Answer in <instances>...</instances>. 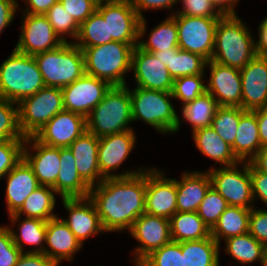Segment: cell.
I'll use <instances>...</instances> for the list:
<instances>
[{
  "instance_id": "6da1fadb",
  "label": "cell",
  "mask_w": 267,
  "mask_h": 266,
  "mask_svg": "<svg viewBox=\"0 0 267 266\" xmlns=\"http://www.w3.org/2000/svg\"><path fill=\"white\" fill-rule=\"evenodd\" d=\"M147 170L129 177L104 178L91 187L93 201L105 232L130 231L145 213Z\"/></svg>"
},
{
  "instance_id": "7a4b0ae2",
  "label": "cell",
  "mask_w": 267,
  "mask_h": 266,
  "mask_svg": "<svg viewBox=\"0 0 267 266\" xmlns=\"http://www.w3.org/2000/svg\"><path fill=\"white\" fill-rule=\"evenodd\" d=\"M251 31L237 15L222 16L216 26L211 60L238 70L256 55V42Z\"/></svg>"
},
{
  "instance_id": "3957f363",
  "label": "cell",
  "mask_w": 267,
  "mask_h": 266,
  "mask_svg": "<svg viewBox=\"0 0 267 266\" xmlns=\"http://www.w3.org/2000/svg\"><path fill=\"white\" fill-rule=\"evenodd\" d=\"M45 87L34 56L15 48L0 66V99L20 103Z\"/></svg>"
},
{
  "instance_id": "277c9868",
  "label": "cell",
  "mask_w": 267,
  "mask_h": 266,
  "mask_svg": "<svg viewBox=\"0 0 267 266\" xmlns=\"http://www.w3.org/2000/svg\"><path fill=\"white\" fill-rule=\"evenodd\" d=\"M135 46L137 44L112 41L82 49L85 73L105 80L111 86L126 85L124 75L131 71Z\"/></svg>"
},
{
  "instance_id": "5b68a950",
  "label": "cell",
  "mask_w": 267,
  "mask_h": 266,
  "mask_svg": "<svg viewBox=\"0 0 267 266\" xmlns=\"http://www.w3.org/2000/svg\"><path fill=\"white\" fill-rule=\"evenodd\" d=\"M129 87L111 86L86 118L87 131L97 137L133 130Z\"/></svg>"
},
{
  "instance_id": "8992f818",
  "label": "cell",
  "mask_w": 267,
  "mask_h": 266,
  "mask_svg": "<svg viewBox=\"0 0 267 266\" xmlns=\"http://www.w3.org/2000/svg\"><path fill=\"white\" fill-rule=\"evenodd\" d=\"M133 89L129 90L132 121L142 120L162 134L174 133L179 130L181 119L172 105V92L141 87Z\"/></svg>"
},
{
  "instance_id": "52a82bcc",
  "label": "cell",
  "mask_w": 267,
  "mask_h": 266,
  "mask_svg": "<svg viewBox=\"0 0 267 266\" xmlns=\"http://www.w3.org/2000/svg\"><path fill=\"white\" fill-rule=\"evenodd\" d=\"M45 86L64 88L85 74L82 50L73 42L34 55Z\"/></svg>"
},
{
  "instance_id": "ba28073f",
  "label": "cell",
  "mask_w": 267,
  "mask_h": 266,
  "mask_svg": "<svg viewBox=\"0 0 267 266\" xmlns=\"http://www.w3.org/2000/svg\"><path fill=\"white\" fill-rule=\"evenodd\" d=\"M62 89L45 86L18 103L19 128L24 137L34 136L63 111Z\"/></svg>"
},
{
  "instance_id": "9c48e42d",
  "label": "cell",
  "mask_w": 267,
  "mask_h": 266,
  "mask_svg": "<svg viewBox=\"0 0 267 266\" xmlns=\"http://www.w3.org/2000/svg\"><path fill=\"white\" fill-rule=\"evenodd\" d=\"M240 171L233 166L208 169L213 187L228 203L229 206L253 208L252 180L250 176V163L241 162Z\"/></svg>"
},
{
  "instance_id": "30bf717a",
  "label": "cell",
  "mask_w": 267,
  "mask_h": 266,
  "mask_svg": "<svg viewBox=\"0 0 267 266\" xmlns=\"http://www.w3.org/2000/svg\"><path fill=\"white\" fill-rule=\"evenodd\" d=\"M177 23L178 47L211 60L215 30L221 17L171 15Z\"/></svg>"
},
{
  "instance_id": "8fae6325",
  "label": "cell",
  "mask_w": 267,
  "mask_h": 266,
  "mask_svg": "<svg viewBox=\"0 0 267 266\" xmlns=\"http://www.w3.org/2000/svg\"><path fill=\"white\" fill-rule=\"evenodd\" d=\"M97 11L107 20L108 43L138 44L141 18L131 0H101Z\"/></svg>"
},
{
  "instance_id": "7c38bea8",
  "label": "cell",
  "mask_w": 267,
  "mask_h": 266,
  "mask_svg": "<svg viewBox=\"0 0 267 266\" xmlns=\"http://www.w3.org/2000/svg\"><path fill=\"white\" fill-rule=\"evenodd\" d=\"M136 135L133 130H127L121 133L110 134L99 138L98 146V165L100 174L104 178L111 177H129L139 174L145 169L125 171L120 174L111 173L117 170L127 159L128 155L134 148Z\"/></svg>"
},
{
  "instance_id": "4fadbf2b",
  "label": "cell",
  "mask_w": 267,
  "mask_h": 266,
  "mask_svg": "<svg viewBox=\"0 0 267 266\" xmlns=\"http://www.w3.org/2000/svg\"><path fill=\"white\" fill-rule=\"evenodd\" d=\"M23 17L21 33L15 46L18 52L34 56L64 43L45 15L23 13Z\"/></svg>"
},
{
  "instance_id": "5bb4252c",
  "label": "cell",
  "mask_w": 267,
  "mask_h": 266,
  "mask_svg": "<svg viewBox=\"0 0 267 266\" xmlns=\"http://www.w3.org/2000/svg\"><path fill=\"white\" fill-rule=\"evenodd\" d=\"M110 87L107 81L85 73L70 85L62 88L64 110L87 118Z\"/></svg>"
},
{
  "instance_id": "9a60e30c",
  "label": "cell",
  "mask_w": 267,
  "mask_h": 266,
  "mask_svg": "<svg viewBox=\"0 0 267 266\" xmlns=\"http://www.w3.org/2000/svg\"><path fill=\"white\" fill-rule=\"evenodd\" d=\"M129 232L140 243L134 250L136 266L152 251L172 241L170 219L146 212L134 221Z\"/></svg>"
},
{
  "instance_id": "2e32d148",
  "label": "cell",
  "mask_w": 267,
  "mask_h": 266,
  "mask_svg": "<svg viewBox=\"0 0 267 266\" xmlns=\"http://www.w3.org/2000/svg\"><path fill=\"white\" fill-rule=\"evenodd\" d=\"M85 131H87V123L84 116L63 110L49 120L33 137L44 145L65 148Z\"/></svg>"
},
{
  "instance_id": "e0dca14e",
  "label": "cell",
  "mask_w": 267,
  "mask_h": 266,
  "mask_svg": "<svg viewBox=\"0 0 267 266\" xmlns=\"http://www.w3.org/2000/svg\"><path fill=\"white\" fill-rule=\"evenodd\" d=\"M155 168L147 169L145 212L170 219L177 212L176 179Z\"/></svg>"
},
{
  "instance_id": "ac0fdd59",
  "label": "cell",
  "mask_w": 267,
  "mask_h": 266,
  "mask_svg": "<svg viewBox=\"0 0 267 266\" xmlns=\"http://www.w3.org/2000/svg\"><path fill=\"white\" fill-rule=\"evenodd\" d=\"M131 70L134 72L136 87L172 92L174 80L167 67L153 53L135 46L132 52Z\"/></svg>"
},
{
  "instance_id": "d6986e66",
  "label": "cell",
  "mask_w": 267,
  "mask_h": 266,
  "mask_svg": "<svg viewBox=\"0 0 267 266\" xmlns=\"http://www.w3.org/2000/svg\"><path fill=\"white\" fill-rule=\"evenodd\" d=\"M210 68V80L207 92L216 100L219 106L242 108V84L240 70L219 64L213 60L207 61Z\"/></svg>"
},
{
  "instance_id": "ffe728a7",
  "label": "cell",
  "mask_w": 267,
  "mask_h": 266,
  "mask_svg": "<svg viewBox=\"0 0 267 266\" xmlns=\"http://www.w3.org/2000/svg\"><path fill=\"white\" fill-rule=\"evenodd\" d=\"M242 108L245 111L267 107V56L256 55L240 70Z\"/></svg>"
},
{
  "instance_id": "44dd1931",
  "label": "cell",
  "mask_w": 267,
  "mask_h": 266,
  "mask_svg": "<svg viewBox=\"0 0 267 266\" xmlns=\"http://www.w3.org/2000/svg\"><path fill=\"white\" fill-rule=\"evenodd\" d=\"M33 150L36 152L32 154ZM23 159L32 168L40 185L53 187L56 184L60 172V148L44 145L29 136L24 143Z\"/></svg>"
},
{
  "instance_id": "7402d4cb",
  "label": "cell",
  "mask_w": 267,
  "mask_h": 266,
  "mask_svg": "<svg viewBox=\"0 0 267 266\" xmlns=\"http://www.w3.org/2000/svg\"><path fill=\"white\" fill-rule=\"evenodd\" d=\"M62 201L69 212V217L62 220L82 245L90 236L104 232L97 209L89 197L62 198Z\"/></svg>"
},
{
  "instance_id": "603a6c76",
  "label": "cell",
  "mask_w": 267,
  "mask_h": 266,
  "mask_svg": "<svg viewBox=\"0 0 267 266\" xmlns=\"http://www.w3.org/2000/svg\"><path fill=\"white\" fill-rule=\"evenodd\" d=\"M45 244L44 254L56 266L64 260L72 261L73 255L83 247L62 218L58 216L47 221Z\"/></svg>"
},
{
  "instance_id": "cb8c5ba5",
  "label": "cell",
  "mask_w": 267,
  "mask_h": 266,
  "mask_svg": "<svg viewBox=\"0 0 267 266\" xmlns=\"http://www.w3.org/2000/svg\"><path fill=\"white\" fill-rule=\"evenodd\" d=\"M98 146L99 137L89 131H85L69 146L80 177L90 187L99 184L104 179L99 171Z\"/></svg>"
},
{
  "instance_id": "d4e9b609",
  "label": "cell",
  "mask_w": 267,
  "mask_h": 266,
  "mask_svg": "<svg viewBox=\"0 0 267 266\" xmlns=\"http://www.w3.org/2000/svg\"><path fill=\"white\" fill-rule=\"evenodd\" d=\"M6 184V202L8 215L16 213L23 205L26 198L38 187L39 184L32 168L22 159L5 176Z\"/></svg>"
},
{
  "instance_id": "484cf974",
  "label": "cell",
  "mask_w": 267,
  "mask_h": 266,
  "mask_svg": "<svg viewBox=\"0 0 267 266\" xmlns=\"http://www.w3.org/2000/svg\"><path fill=\"white\" fill-rule=\"evenodd\" d=\"M210 187L208 171L183 173L181 179L176 180L177 211L196 212Z\"/></svg>"
},
{
  "instance_id": "4316f807",
  "label": "cell",
  "mask_w": 267,
  "mask_h": 266,
  "mask_svg": "<svg viewBox=\"0 0 267 266\" xmlns=\"http://www.w3.org/2000/svg\"><path fill=\"white\" fill-rule=\"evenodd\" d=\"M60 172L52 187L62 198H85L91 187L80 177L69 147L60 148Z\"/></svg>"
},
{
  "instance_id": "83f0119b",
  "label": "cell",
  "mask_w": 267,
  "mask_h": 266,
  "mask_svg": "<svg viewBox=\"0 0 267 266\" xmlns=\"http://www.w3.org/2000/svg\"><path fill=\"white\" fill-rule=\"evenodd\" d=\"M153 55L167 67L173 80L183 76L204 75L205 73L207 60L179 47L153 52Z\"/></svg>"
},
{
  "instance_id": "f1b7e54d",
  "label": "cell",
  "mask_w": 267,
  "mask_h": 266,
  "mask_svg": "<svg viewBox=\"0 0 267 266\" xmlns=\"http://www.w3.org/2000/svg\"><path fill=\"white\" fill-rule=\"evenodd\" d=\"M231 147L240 162H249L261 149L257 117L253 111H246L240 117L235 141Z\"/></svg>"
},
{
  "instance_id": "f546056e",
  "label": "cell",
  "mask_w": 267,
  "mask_h": 266,
  "mask_svg": "<svg viewBox=\"0 0 267 266\" xmlns=\"http://www.w3.org/2000/svg\"><path fill=\"white\" fill-rule=\"evenodd\" d=\"M56 191L50 186H40L34 190L24 201L21 208L14 214L8 215L12 225H16L21 215H26L28 218H35L48 221L57 217L53 213L55 209Z\"/></svg>"
},
{
  "instance_id": "4dcf8cb0",
  "label": "cell",
  "mask_w": 267,
  "mask_h": 266,
  "mask_svg": "<svg viewBox=\"0 0 267 266\" xmlns=\"http://www.w3.org/2000/svg\"><path fill=\"white\" fill-rule=\"evenodd\" d=\"M192 134L196 148L215 160L216 164L219 162L227 167L241 163L234 155L232 147L220 138L211 126L195 130Z\"/></svg>"
},
{
  "instance_id": "1f68e13d",
  "label": "cell",
  "mask_w": 267,
  "mask_h": 266,
  "mask_svg": "<svg viewBox=\"0 0 267 266\" xmlns=\"http://www.w3.org/2000/svg\"><path fill=\"white\" fill-rule=\"evenodd\" d=\"M145 32L146 20L142 18L139 23V40L137 46L146 52L153 53L178 47L177 23L171 14L166 20L151 30L147 41L142 40Z\"/></svg>"
},
{
  "instance_id": "d6a6232c",
  "label": "cell",
  "mask_w": 267,
  "mask_h": 266,
  "mask_svg": "<svg viewBox=\"0 0 267 266\" xmlns=\"http://www.w3.org/2000/svg\"><path fill=\"white\" fill-rule=\"evenodd\" d=\"M171 238L174 242L201 240L211 236L210 228L197 212H176L170 218Z\"/></svg>"
},
{
  "instance_id": "836d02e7",
  "label": "cell",
  "mask_w": 267,
  "mask_h": 266,
  "mask_svg": "<svg viewBox=\"0 0 267 266\" xmlns=\"http://www.w3.org/2000/svg\"><path fill=\"white\" fill-rule=\"evenodd\" d=\"M184 266H219L220 244L212 237L180 242Z\"/></svg>"
},
{
  "instance_id": "e575fe53",
  "label": "cell",
  "mask_w": 267,
  "mask_h": 266,
  "mask_svg": "<svg viewBox=\"0 0 267 266\" xmlns=\"http://www.w3.org/2000/svg\"><path fill=\"white\" fill-rule=\"evenodd\" d=\"M228 255L241 264H251L260 261L262 266L266 265L267 248L256 240L249 232L232 236L225 240Z\"/></svg>"
},
{
  "instance_id": "d590c367",
  "label": "cell",
  "mask_w": 267,
  "mask_h": 266,
  "mask_svg": "<svg viewBox=\"0 0 267 266\" xmlns=\"http://www.w3.org/2000/svg\"><path fill=\"white\" fill-rule=\"evenodd\" d=\"M250 211L251 209L228 206L211 229V236L220 244L221 239L248 233Z\"/></svg>"
},
{
  "instance_id": "8d00e7d4",
  "label": "cell",
  "mask_w": 267,
  "mask_h": 266,
  "mask_svg": "<svg viewBox=\"0 0 267 266\" xmlns=\"http://www.w3.org/2000/svg\"><path fill=\"white\" fill-rule=\"evenodd\" d=\"M8 228L11 231L13 242L22 253H44L47 221L26 217L20 220L19 233L12 230L11 226ZM23 244L36 246V248L23 251Z\"/></svg>"
},
{
  "instance_id": "74e56055",
  "label": "cell",
  "mask_w": 267,
  "mask_h": 266,
  "mask_svg": "<svg viewBox=\"0 0 267 266\" xmlns=\"http://www.w3.org/2000/svg\"><path fill=\"white\" fill-rule=\"evenodd\" d=\"M182 106V118L191 124L192 132L211 126L215 112L219 107L214 97L208 92Z\"/></svg>"
},
{
  "instance_id": "f35d334b",
  "label": "cell",
  "mask_w": 267,
  "mask_h": 266,
  "mask_svg": "<svg viewBox=\"0 0 267 266\" xmlns=\"http://www.w3.org/2000/svg\"><path fill=\"white\" fill-rule=\"evenodd\" d=\"M73 43L81 50L108 43L107 20L96 10L79 25L77 38Z\"/></svg>"
},
{
  "instance_id": "ab89813d",
  "label": "cell",
  "mask_w": 267,
  "mask_h": 266,
  "mask_svg": "<svg viewBox=\"0 0 267 266\" xmlns=\"http://www.w3.org/2000/svg\"><path fill=\"white\" fill-rule=\"evenodd\" d=\"M246 111L241 107L219 106L211 127L230 146L234 144L240 117Z\"/></svg>"
},
{
  "instance_id": "60d3db41",
  "label": "cell",
  "mask_w": 267,
  "mask_h": 266,
  "mask_svg": "<svg viewBox=\"0 0 267 266\" xmlns=\"http://www.w3.org/2000/svg\"><path fill=\"white\" fill-rule=\"evenodd\" d=\"M4 140H26V138L19 128L18 104L0 99V141Z\"/></svg>"
},
{
  "instance_id": "b9f144b4",
  "label": "cell",
  "mask_w": 267,
  "mask_h": 266,
  "mask_svg": "<svg viewBox=\"0 0 267 266\" xmlns=\"http://www.w3.org/2000/svg\"><path fill=\"white\" fill-rule=\"evenodd\" d=\"M45 16L62 41L68 42L63 35H70L75 41L79 31V24L69 15L59 1L45 13Z\"/></svg>"
},
{
  "instance_id": "7bdbcfd3",
  "label": "cell",
  "mask_w": 267,
  "mask_h": 266,
  "mask_svg": "<svg viewBox=\"0 0 267 266\" xmlns=\"http://www.w3.org/2000/svg\"><path fill=\"white\" fill-rule=\"evenodd\" d=\"M137 266H184L180 242L171 241L152 251Z\"/></svg>"
},
{
  "instance_id": "ee69618b",
  "label": "cell",
  "mask_w": 267,
  "mask_h": 266,
  "mask_svg": "<svg viewBox=\"0 0 267 266\" xmlns=\"http://www.w3.org/2000/svg\"><path fill=\"white\" fill-rule=\"evenodd\" d=\"M204 75H190L174 79L172 96L180 99L183 105L192 102L198 96L207 92V85L203 81Z\"/></svg>"
},
{
  "instance_id": "f6af8a7d",
  "label": "cell",
  "mask_w": 267,
  "mask_h": 266,
  "mask_svg": "<svg viewBox=\"0 0 267 266\" xmlns=\"http://www.w3.org/2000/svg\"><path fill=\"white\" fill-rule=\"evenodd\" d=\"M228 206L227 201L210 187L196 212L211 230Z\"/></svg>"
},
{
  "instance_id": "bcb514c9",
  "label": "cell",
  "mask_w": 267,
  "mask_h": 266,
  "mask_svg": "<svg viewBox=\"0 0 267 266\" xmlns=\"http://www.w3.org/2000/svg\"><path fill=\"white\" fill-rule=\"evenodd\" d=\"M24 143L25 140L0 141V179L23 159Z\"/></svg>"
},
{
  "instance_id": "7dc6e473",
  "label": "cell",
  "mask_w": 267,
  "mask_h": 266,
  "mask_svg": "<svg viewBox=\"0 0 267 266\" xmlns=\"http://www.w3.org/2000/svg\"><path fill=\"white\" fill-rule=\"evenodd\" d=\"M21 254L8 226H0V266H15Z\"/></svg>"
},
{
  "instance_id": "c3c4849f",
  "label": "cell",
  "mask_w": 267,
  "mask_h": 266,
  "mask_svg": "<svg viewBox=\"0 0 267 266\" xmlns=\"http://www.w3.org/2000/svg\"><path fill=\"white\" fill-rule=\"evenodd\" d=\"M183 10L171 15L193 17H222L223 15L213 6L211 0H180Z\"/></svg>"
},
{
  "instance_id": "681fc988",
  "label": "cell",
  "mask_w": 267,
  "mask_h": 266,
  "mask_svg": "<svg viewBox=\"0 0 267 266\" xmlns=\"http://www.w3.org/2000/svg\"><path fill=\"white\" fill-rule=\"evenodd\" d=\"M64 9L80 25L97 10V0H59Z\"/></svg>"
},
{
  "instance_id": "f907efd6",
  "label": "cell",
  "mask_w": 267,
  "mask_h": 266,
  "mask_svg": "<svg viewBox=\"0 0 267 266\" xmlns=\"http://www.w3.org/2000/svg\"><path fill=\"white\" fill-rule=\"evenodd\" d=\"M248 232L267 248V209H251Z\"/></svg>"
},
{
  "instance_id": "816d5d0a",
  "label": "cell",
  "mask_w": 267,
  "mask_h": 266,
  "mask_svg": "<svg viewBox=\"0 0 267 266\" xmlns=\"http://www.w3.org/2000/svg\"><path fill=\"white\" fill-rule=\"evenodd\" d=\"M250 176L253 199L255 200L258 197L267 206V174L257 171L250 164Z\"/></svg>"
},
{
  "instance_id": "f5cc1de1",
  "label": "cell",
  "mask_w": 267,
  "mask_h": 266,
  "mask_svg": "<svg viewBox=\"0 0 267 266\" xmlns=\"http://www.w3.org/2000/svg\"><path fill=\"white\" fill-rule=\"evenodd\" d=\"M133 8L139 17L144 18L142 11L148 9H169L176 5L179 0H131Z\"/></svg>"
},
{
  "instance_id": "db71d44e",
  "label": "cell",
  "mask_w": 267,
  "mask_h": 266,
  "mask_svg": "<svg viewBox=\"0 0 267 266\" xmlns=\"http://www.w3.org/2000/svg\"><path fill=\"white\" fill-rule=\"evenodd\" d=\"M16 0H0V34L14 20L19 6Z\"/></svg>"
},
{
  "instance_id": "11a10c76",
  "label": "cell",
  "mask_w": 267,
  "mask_h": 266,
  "mask_svg": "<svg viewBox=\"0 0 267 266\" xmlns=\"http://www.w3.org/2000/svg\"><path fill=\"white\" fill-rule=\"evenodd\" d=\"M15 266H56L44 253H22Z\"/></svg>"
},
{
  "instance_id": "9f6ffc18",
  "label": "cell",
  "mask_w": 267,
  "mask_h": 266,
  "mask_svg": "<svg viewBox=\"0 0 267 266\" xmlns=\"http://www.w3.org/2000/svg\"><path fill=\"white\" fill-rule=\"evenodd\" d=\"M59 0H24V2L27 4L25 7V11L23 13L27 14H43L45 13Z\"/></svg>"
},
{
  "instance_id": "6f0895ef",
  "label": "cell",
  "mask_w": 267,
  "mask_h": 266,
  "mask_svg": "<svg viewBox=\"0 0 267 266\" xmlns=\"http://www.w3.org/2000/svg\"><path fill=\"white\" fill-rule=\"evenodd\" d=\"M257 117L261 148L267 146V107L253 111Z\"/></svg>"
},
{
  "instance_id": "680465c9",
  "label": "cell",
  "mask_w": 267,
  "mask_h": 266,
  "mask_svg": "<svg viewBox=\"0 0 267 266\" xmlns=\"http://www.w3.org/2000/svg\"><path fill=\"white\" fill-rule=\"evenodd\" d=\"M258 41H256L257 55L267 56V17L261 21L258 27Z\"/></svg>"
},
{
  "instance_id": "91938a15",
  "label": "cell",
  "mask_w": 267,
  "mask_h": 266,
  "mask_svg": "<svg viewBox=\"0 0 267 266\" xmlns=\"http://www.w3.org/2000/svg\"><path fill=\"white\" fill-rule=\"evenodd\" d=\"M249 163L257 170L267 174V146L262 147Z\"/></svg>"
},
{
  "instance_id": "94428289",
  "label": "cell",
  "mask_w": 267,
  "mask_h": 266,
  "mask_svg": "<svg viewBox=\"0 0 267 266\" xmlns=\"http://www.w3.org/2000/svg\"><path fill=\"white\" fill-rule=\"evenodd\" d=\"M213 6L224 15H236L235 4L238 0H211Z\"/></svg>"
}]
</instances>
